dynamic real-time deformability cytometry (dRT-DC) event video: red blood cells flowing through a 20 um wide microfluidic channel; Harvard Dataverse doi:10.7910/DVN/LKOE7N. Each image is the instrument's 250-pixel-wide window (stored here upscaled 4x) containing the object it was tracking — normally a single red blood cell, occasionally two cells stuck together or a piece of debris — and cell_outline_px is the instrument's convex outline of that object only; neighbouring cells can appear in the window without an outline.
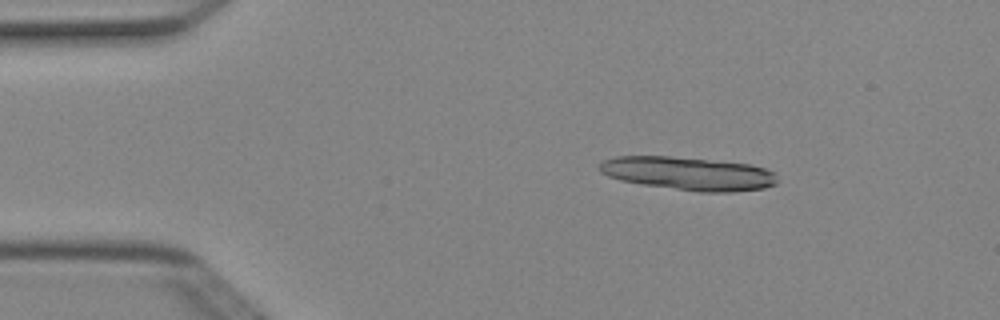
{"species": "Egyptian fruit bat (a non-hibernating species)", "species_latin": "Rousettus aegyptiacus", "temperature_condition": "cold", "stored_images_in_passage": 6, "camera_frame_rate_fps": 3000, "um_per_image_px": 0.085, "animal": {"sex": "female"}, "frame": {"image": 1, "passage_image": 3, "time_ms": 0.667, "image_size_px": [1000, 320], "cell_outline_px": [[776, 184], [764, 188], [732, 192], [700, 192], [644, 184], [620, 180], [608, 176], [600, 172], [600, 164], [604, 160], [616, 156], [672, 156], [752, 164], [776, 172]], "centroid_in_image_um": [58.54, 14.74], "position_along_channel_um": 26.5, "area_um2": 34.45}}